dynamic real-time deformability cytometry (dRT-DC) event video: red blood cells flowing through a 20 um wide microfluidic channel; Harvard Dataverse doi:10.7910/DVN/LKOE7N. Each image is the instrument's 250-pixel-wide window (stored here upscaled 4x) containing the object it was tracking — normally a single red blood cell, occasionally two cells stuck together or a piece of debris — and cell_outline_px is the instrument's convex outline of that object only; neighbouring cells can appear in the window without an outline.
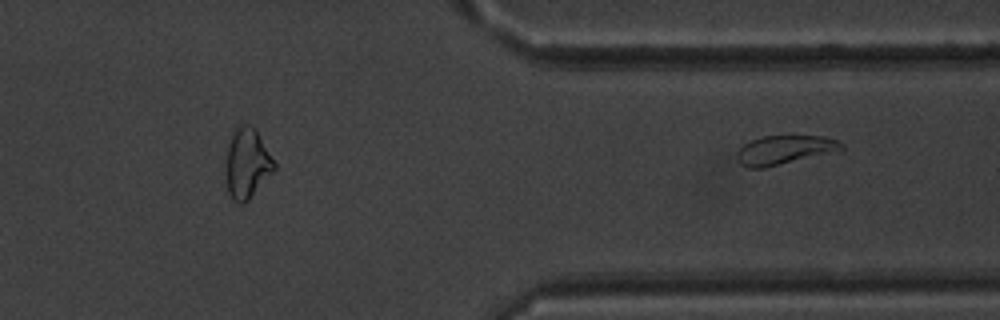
{"species": "common noctule bat (a hibernating species)", "species_latin": "Nyctalus noctula", "temperature_condition": "warm", "stored_images_in_passage": 43, "segment_of_instrument_passage": [2, 2], "camera_frame_rate_fps": 3000, "um_per_image_px": 0.085, "animal": {"sex": "male", "body_mass_g": 20.1, "forearm_length_mm": 53.5}, "frame": {"image": 1, "passage_image": 43, "time_ms": 14.0, "image_size_px": [1000, 320], "cell_outline_px": [[844, 148], [764, 168], [748, 168], [740, 164], [736, 156], [736, 152], [744, 144], [752, 140], [764, 136], [788, 132], [824, 136], [836, 140], [844, 144]], "centroid_in_image_um": [66.64, 12.67], "position_along_channel_um": 344.8, "area_um2": 17.98}}